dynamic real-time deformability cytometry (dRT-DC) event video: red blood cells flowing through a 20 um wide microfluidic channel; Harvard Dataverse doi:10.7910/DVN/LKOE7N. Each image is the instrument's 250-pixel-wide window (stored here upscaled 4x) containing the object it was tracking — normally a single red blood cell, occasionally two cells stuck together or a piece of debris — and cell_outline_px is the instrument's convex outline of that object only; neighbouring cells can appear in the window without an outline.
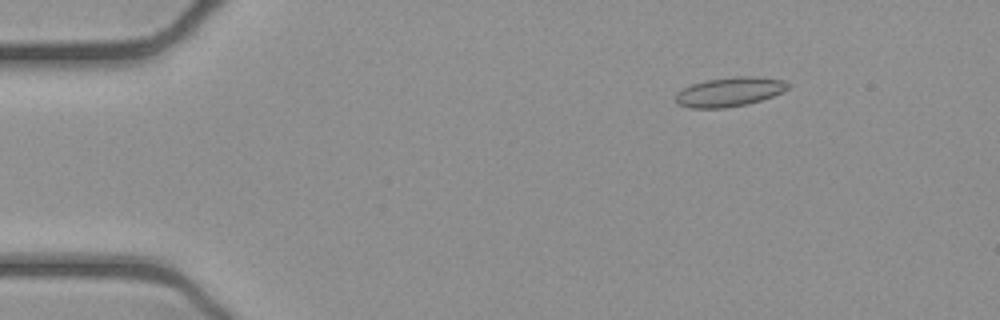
{"species": "common noctule bat (a hibernating species)", "species_latin": "Nyctalus noctula", "temperature_condition": "cold", "stored_images_in_passage": 53, "camera_frame_rate_fps": 3000, "um_per_image_px": 0.085, "animal": {"sex": "female", "body_mass_g": 21.9}, "frame": {"image": 1, "passage_image": 8, "time_ms": 2.333, "image_size_px": [1000, 320], "cell_outline_px": [[792, 84], [788, 88], [772, 96], [748, 104], [724, 108], [688, 108], [676, 104], [676, 92], [692, 84], [708, 80], [736, 76], [752, 76], [784, 80]], "centroid_in_image_um": [61.99, 7.81], "position_along_channel_um": 23.0, "area_um2": 19.13}}
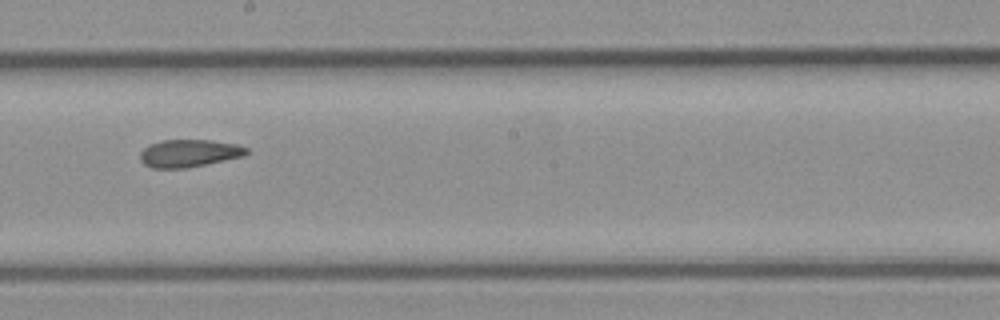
{"frame": {"image": 2, "passage_image": 30, "time_ms": 9.667, "image_size_px": [1000, 320], "cell_outline_px": [[248, 152], [244, 156], [184, 168], [152, 168], [144, 164], [140, 160], [140, 152], [148, 144], [160, 140], [212, 140], [236, 144], [248, 148]], "centroid_in_image_um": [16.04, 13.01], "position_along_channel_um": 232.2, "area_um2": 17.05}}
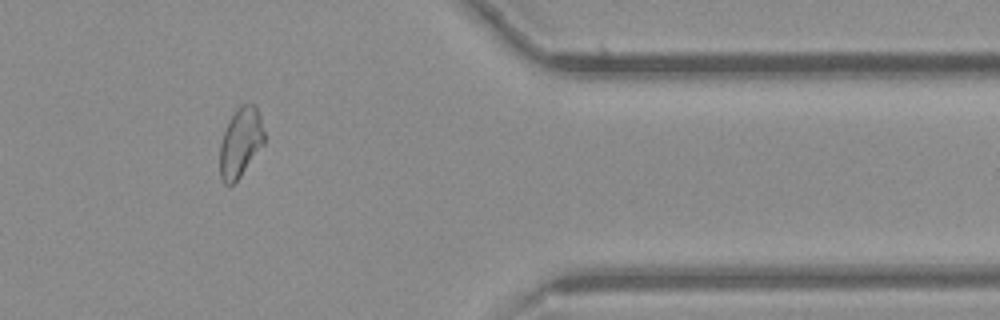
{"frame": {"image": 3, "passage_image": 44, "time_ms": 14.333, "image_size_px": [1000, 320], "cell_outline_px": [[264, 144], [240, 176], [232, 184], [224, 184], [220, 176], [220, 144], [228, 120], [236, 108], [240, 104], [256, 104], [260, 116], [264, 132]], "centroid_in_image_um": [20.44, 12.07], "position_along_channel_um": 391.0, "area_um2": 17.92}, "authors_computed_cell_mechanics": {"area_um2": 17.918, "velocity_mm_per_s": 3.8982, "shape_relaxation_time_tau1_ms": null, "shape_relaxation_time_tau2_ms": 4.0608, "deformation_change_tau1": null, "deformation_change_tau2": 0.1129}}